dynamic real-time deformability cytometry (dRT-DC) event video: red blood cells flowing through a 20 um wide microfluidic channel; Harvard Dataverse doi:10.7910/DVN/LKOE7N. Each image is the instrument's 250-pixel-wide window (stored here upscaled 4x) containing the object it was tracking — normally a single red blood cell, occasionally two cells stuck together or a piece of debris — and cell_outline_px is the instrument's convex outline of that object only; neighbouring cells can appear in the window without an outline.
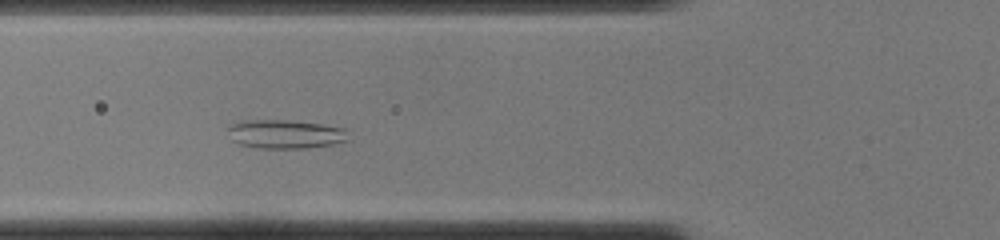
{"species": "common noctule bat (a hibernating species)", "species_latin": "Nyctalus noctula", "temperature_condition": "cold", "stored_images_in_passage": 42, "camera_frame_rate_fps": 3000, "um_per_image_px": 0.085, "animal": {"sex": "female", "body_mass_g": 22.0, "forearm_length_mm": 56.7}, "frame": {"image": 1, "passage_image": 12, "time_ms": 3.667, "image_size_px": [1000, 240], "cell_outline_px": [[348, 140], [332, 144], [308, 148], [260, 148], [240, 144], [232, 140], [228, 128], [228, 124], [244, 120], [288, 120], [320, 124], [344, 128]], "centroid_in_image_um": [24.21, 11.39], "position_along_channel_um": 101.6, "area_um2": 20.06}}
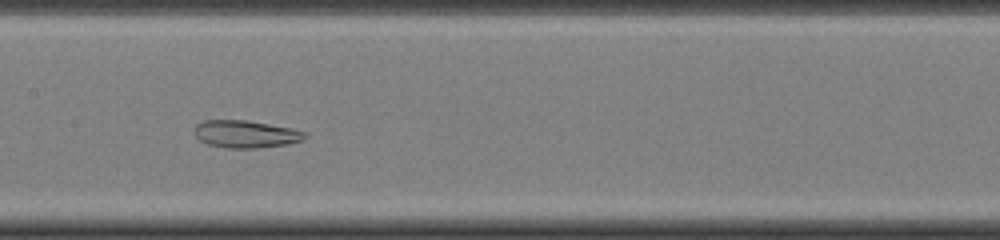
{"frame": {"image": 2, "passage_image": 18, "time_ms": 5.667, "image_size_px": [1000, 240], "cell_outline_px": [[308, 136], [304, 140], [288, 144], [260, 148], [224, 148], [208, 144], [200, 140], [192, 132], [192, 128], [196, 124], [204, 120], [244, 120], [292, 128], [308, 132]], "centroid_in_image_um": [20.89, 11.4], "position_along_channel_um": 186.5, "area_um2": 17.98}}
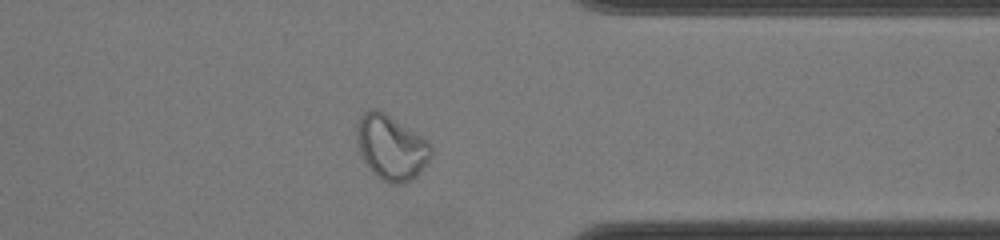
{"frame": {"image": 3, "passage_image": 32, "time_ms": 10.333, "image_size_px": [1000, 240], "cell_outline_px": [[432, 156], [420, 172], [416, 176], [404, 184], [388, 184], [372, 172], [364, 164], [356, 144], [356, 124], [360, 116], [364, 112], [372, 108], [376, 108], [384, 112], [420, 136], [432, 148]], "centroid_in_image_um": [33.19, 12.55], "position_along_channel_um": 378.2, "area_um2": 28.15}}